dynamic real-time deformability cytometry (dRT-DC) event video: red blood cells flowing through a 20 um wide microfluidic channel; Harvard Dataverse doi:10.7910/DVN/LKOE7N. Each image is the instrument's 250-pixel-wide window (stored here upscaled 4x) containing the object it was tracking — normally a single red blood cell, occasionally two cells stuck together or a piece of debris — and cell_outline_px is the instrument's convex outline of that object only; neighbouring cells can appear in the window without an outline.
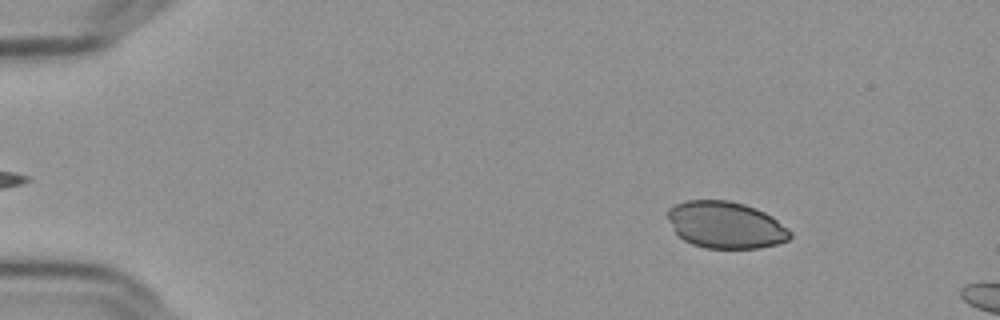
{"species": "Egyptian fruit bat (a non-hibernating species)", "species_latin": "Rousettus aegyptiacus", "temperature_condition": "cold", "stored_images_in_passage": 13, "camera_frame_rate_fps": 3000, "um_per_image_px": 0.085, "frame": {"image": 1, "passage_image": 8, "time_ms": 2.333, "image_size_px": [1000, 320], "cell_outline_px": [[792, 236], [788, 240], [776, 244], [760, 248], [704, 248], [692, 244], [684, 240], [672, 228], [668, 220], [668, 208], [684, 200], [728, 200], [744, 204], [756, 208], [772, 216], [788, 228], [792, 232]], "centroid_in_image_um": [61.69, 19.12], "position_along_channel_um": 23.3, "area_um2": 33.52}}